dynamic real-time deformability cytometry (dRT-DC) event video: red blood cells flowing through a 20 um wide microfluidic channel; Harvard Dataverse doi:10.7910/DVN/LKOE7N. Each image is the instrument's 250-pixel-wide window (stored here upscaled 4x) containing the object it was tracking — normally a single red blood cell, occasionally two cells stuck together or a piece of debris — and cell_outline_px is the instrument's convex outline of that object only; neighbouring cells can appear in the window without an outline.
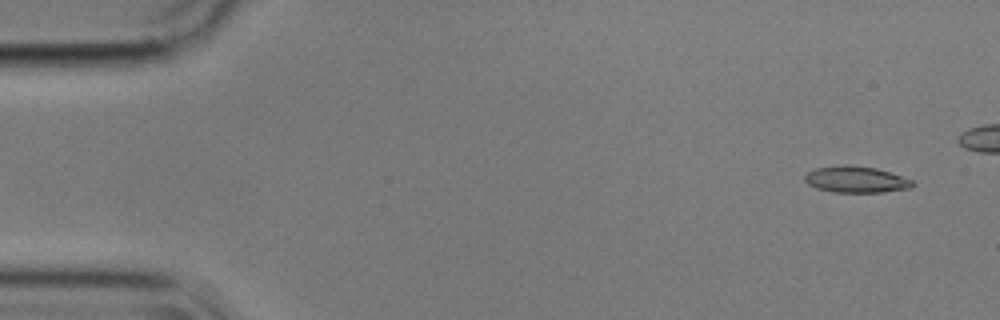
{"species": "common noctule bat (a hibernating species)", "species_latin": "Nyctalus noctula", "temperature_condition": "cold", "stored_images_in_passage": 6, "camera_frame_rate_fps": 3000, "um_per_image_px": 0.085, "animal": {"sex": "male", "body_mass_g": 17.9}, "frame": {"image": 1, "passage_image": 1, "time_ms": 0.0, "image_size_px": [1000, 320], "cell_outline_px": [[916, 184], [912, 188], [884, 192], [832, 192], [816, 188], [808, 184], [804, 180], [804, 176], [808, 172], [816, 168], [840, 164], [848, 164], [876, 168], [912, 180]], "centroid_in_image_um": [72.75, 15.25], "position_along_channel_um": 12.3, "area_um2": 16.7}}